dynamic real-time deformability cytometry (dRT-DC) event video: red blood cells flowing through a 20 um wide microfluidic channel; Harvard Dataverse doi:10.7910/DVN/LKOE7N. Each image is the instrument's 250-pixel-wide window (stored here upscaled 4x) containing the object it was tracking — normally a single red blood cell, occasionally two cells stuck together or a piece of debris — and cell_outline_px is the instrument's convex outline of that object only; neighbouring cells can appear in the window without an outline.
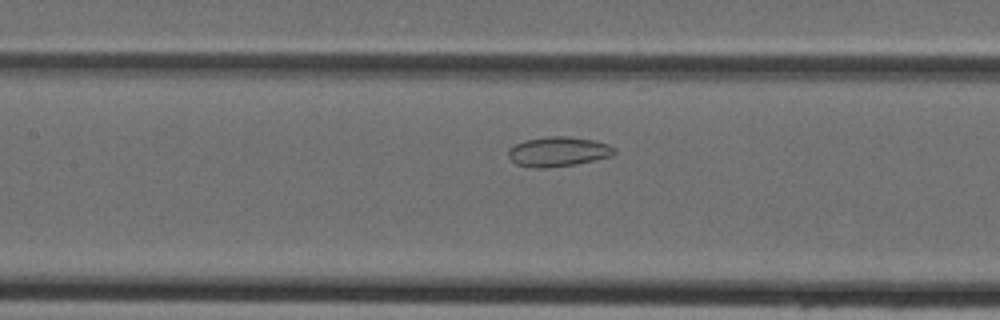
{"species": "Egyptian fruit bat (a non-hibernating species)", "species_latin": "Rousettus aegyptiacus", "temperature_condition": "cold", "stored_images_in_passage": 41, "camera_frame_rate_fps": 3000, "um_per_image_px": 0.085, "animal": {"sex": "female"}, "frame": {"image": 1, "passage_image": 18, "time_ms": 5.667, "image_size_px": [1000, 320], "cell_outline_px": [[616, 152], [612, 156], [576, 164], [544, 168], [532, 168], [516, 164], [508, 156], [508, 148], [524, 140], [548, 136], [568, 136], [596, 140], [608, 144], [616, 148]], "centroid_in_image_um": [47.46, 12.88], "position_along_channel_um": 159.9, "area_um2": 18.55}}
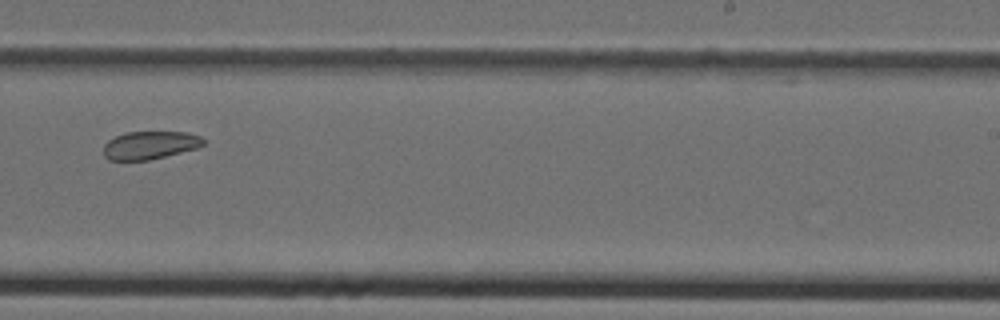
{"frame": {"image": 2, "passage_image": 26, "time_ms": 8.333, "image_size_px": [1000, 320], "cell_outline_px": [[204, 144], [196, 148], [148, 160], [108, 160], [104, 156], [104, 144], [108, 140], [116, 136], [128, 132], [188, 132], [200, 136], [204, 140]], "centroid_in_image_um": [12.72, 12.33], "position_along_channel_um": 276.3, "area_um2": 16.13}}
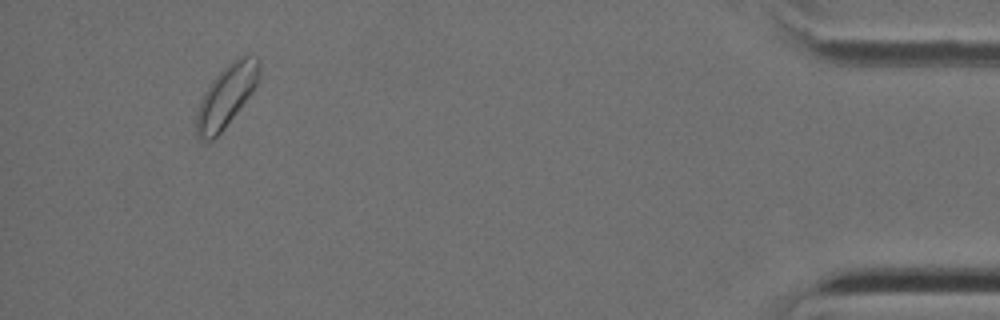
{"frame": {"image": 3, "passage_image": 40, "time_ms": 13.0, "image_size_px": [1000, 320], "cell_outline_px": [[260, 80], [252, 92], [224, 128], [212, 140], [200, 140], [196, 136], [196, 112], [200, 100], [204, 92], [212, 80], [232, 60], [244, 56], [256, 56], [260, 64]], "centroid_in_image_um": [19.23, 8.16], "position_along_channel_um": 416.0, "area_um2": 22.43}}